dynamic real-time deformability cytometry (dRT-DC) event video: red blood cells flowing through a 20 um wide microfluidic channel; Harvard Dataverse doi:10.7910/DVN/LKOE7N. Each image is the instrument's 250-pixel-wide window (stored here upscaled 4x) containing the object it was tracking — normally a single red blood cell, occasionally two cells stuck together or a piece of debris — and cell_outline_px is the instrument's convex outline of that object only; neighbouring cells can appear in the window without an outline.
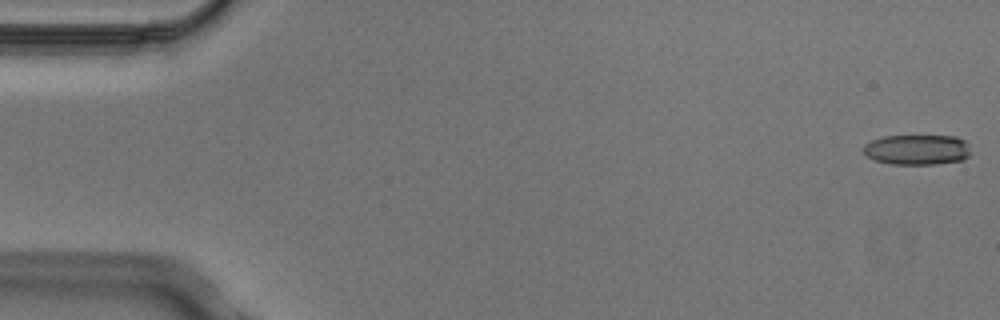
{"species": "Egyptian fruit bat (a non-hibernating species)", "species_latin": "Rousettus aegyptiacus", "temperature_condition": "cold", "stored_images_in_passage": 5, "camera_frame_rate_fps": 3000, "um_per_image_px": 0.085, "animal": {"sex": "male"}, "frame": {"image": 1, "passage_image": 1, "time_ms": 0.0, "image_size_px": [1000, 320], "cell_outline_px": [[968, 156], [960, 160], [936, 164], [892, 164], [876, 160], [868, 156], [864, 152], [864, 144], [872, 140], [884, 136], [956, 136], [964, 140], [968, 144]], "centroid_in_image_um": [77.94, 12.71], "position_along_channel_um": 7.1, "area_um2": 18.67}}
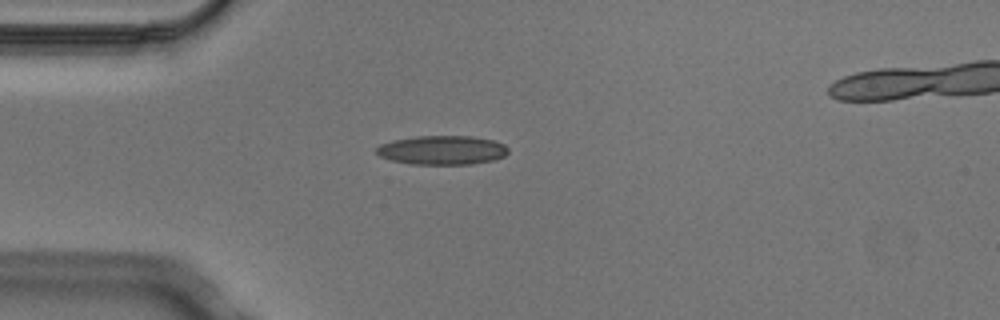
{"frame": {"image": 2, "passage_image": 4, "time_ms": 1.0, "image_size_px": [1000, 320], "cell_outline_px": [[508, 152], [504, 156], [492, 160], [472, 164], [408, 164], [392, 160], [380, 156], [376, 152], [376, 148], [380, 144], [392, 140], [416, 136], [472, 136], [492, 140], [504, 144], [508, 148]], "centroid_in_image_um": [37.57, 12.76], "position_along_channel_um": 47.4, "area_um2": 22.31}}